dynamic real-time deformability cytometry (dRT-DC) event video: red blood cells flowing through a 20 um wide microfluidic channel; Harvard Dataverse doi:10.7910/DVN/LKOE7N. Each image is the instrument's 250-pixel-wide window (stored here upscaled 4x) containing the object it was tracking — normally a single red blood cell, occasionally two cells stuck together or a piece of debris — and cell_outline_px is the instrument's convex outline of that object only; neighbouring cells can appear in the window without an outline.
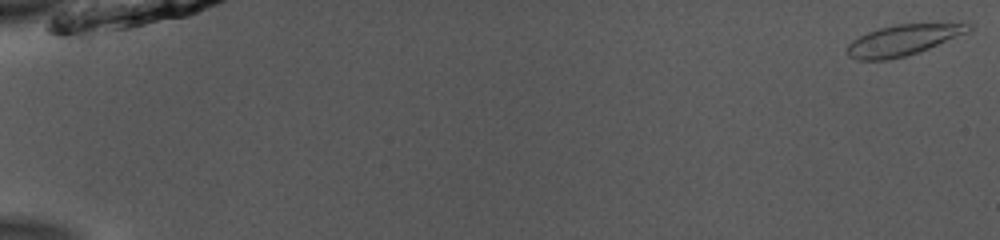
{"species": "common noctule bat (a hibernating species)", "species_latin": "Nyctalus noctula", "temperature_condition": "room temperature", "stored_images_in_passage": 52, "camera_frame_rate_fps": 3000, "um_per_image_px": 0.085, "animal": {"sex": "male", "body_mass_g": 13.0, "forearm_length_mm": 53.1}, "frame": {"image": 1, "passage_image": 1, "time_ms": 0.0, "image_size_px": [1000, 240], "cell_outline_px": [[976, 24], [968, 32], [928, 48], [904, 56], [888, 60], [856, 60], [848, 56], [848, 44], [852, 40], [868, 32], [880, 28], [896, 24]], "centroid_in_image_um": [76.72, 3.41], "position_along_channel_um": 8.3, "area_um2": 21.27}}
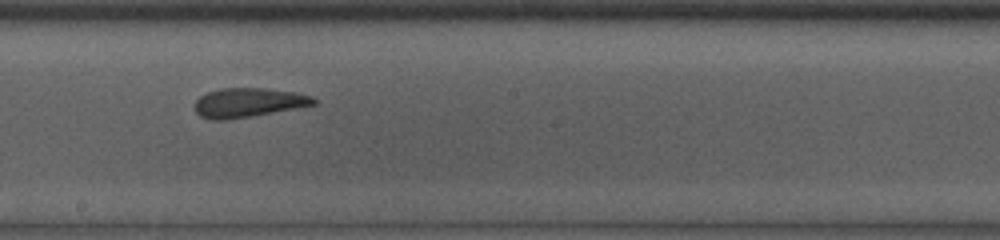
{"frame": {"image": 2, "passage_image": 31, "time_ms": 10.0, "image_size_px": [1000, 240], "cell_outline_px": [[320, 100], [316, 104], [252, 116], [224, 120], [212, 120], [200, 116], [196, 112], [196, 100], [200, 96], [208, 92], [220, 88], [264, 88], [296, 92], [312, 96]], "centroid_in_image_um": [21.13, 8.71], "position_along_channel_um": 227.1, "area_um2": 20.23}}
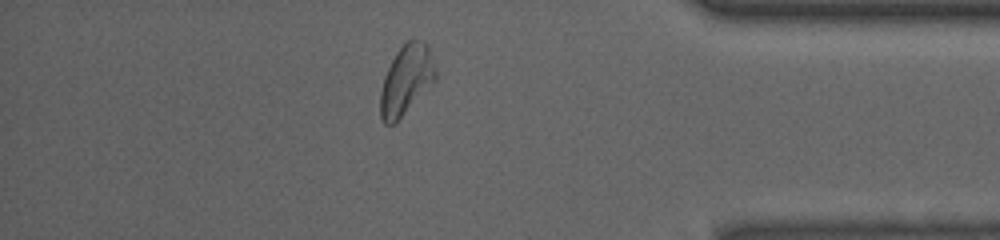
{"frame": {"image": 3, "passage_image": 46, "time_ms": 15.0, "image_size_px": [1000, 240], "cell_outline_px": [[436, 80], [396, 124], [384, 124], [380, 116], [380, 92], [384, 76], [396, 52], [412, 36], [424, 40], [428, 44], [436, 72]], "centroid_in_image_um": [34.54, 6.79], "position_along_channel_um": 400.7, "area_um2": 22.77}, "authors_computed_cell_mechanics": {"area_um2": 21.5883, "velocity_mm_per_s": 3.9273, "shape_relaxation_time_tau1_ms": 5.0222, "shape_relaxation_time_tau2_ms": 1.7566, "deformation_change_tau1": 0.1546, "deformation_change_tau2": 0.103}}